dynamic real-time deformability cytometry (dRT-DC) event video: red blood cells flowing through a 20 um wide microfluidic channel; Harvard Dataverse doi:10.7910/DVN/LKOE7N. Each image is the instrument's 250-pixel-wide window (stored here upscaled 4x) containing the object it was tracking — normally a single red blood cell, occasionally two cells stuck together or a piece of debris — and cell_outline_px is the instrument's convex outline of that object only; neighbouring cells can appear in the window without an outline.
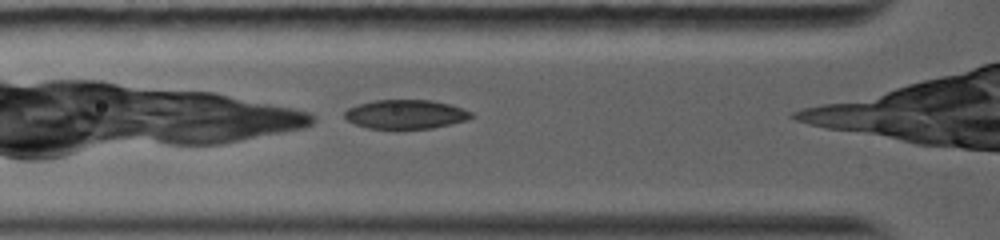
{"species": "common noctule bat (a hibernating species)", "species_latin": "Nyctalus noctula", "temperature_condition": "warm", "stored_images_in_passage": 2, "camera_frame_rate_fps": 5000, "um_per_image_px": 0.085, "animal": {"sex": "female", "body_mass_g": 19.0, "forearm_length_mm": 56.7}, "frame": {"image": 1, "passage_image": 2, "time_ms": 0.4, "image_size_px": [1000, 240], "cell_outline_px": [[472, 116], [468, 120], [452, 124], [432, 128], [368, 128], [356, 124], [348, 120], [344, 116], [344, 112], [348, 108], [356, 104], [376, 100], [432, 100], [448, 104], [472, 112]], "centroid_in_image_um": [34.47, 9.71], "position_along_channel_um": 91.3, "area_um2": 21.27}}